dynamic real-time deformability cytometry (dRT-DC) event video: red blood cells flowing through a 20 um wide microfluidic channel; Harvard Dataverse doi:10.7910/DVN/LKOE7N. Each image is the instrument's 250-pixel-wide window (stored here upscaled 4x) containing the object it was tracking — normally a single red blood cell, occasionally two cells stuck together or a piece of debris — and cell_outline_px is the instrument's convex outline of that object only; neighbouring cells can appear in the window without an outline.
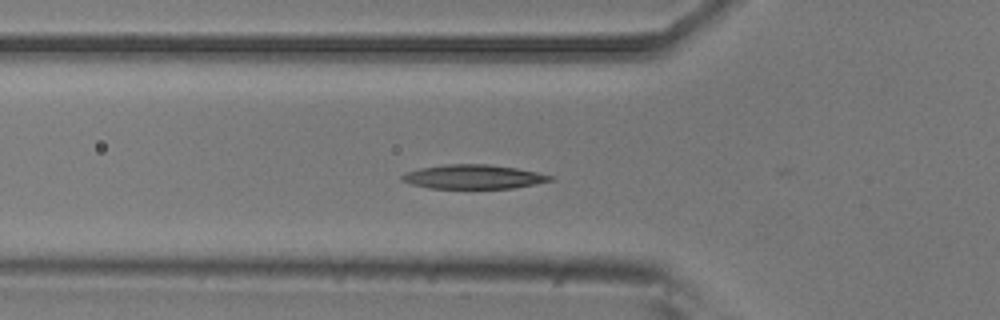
{"species": "common noctule bat (a hibernating species)", "species_latin": "Nyctalus noctula", "temperature_condition": "room temperature", "stored_images_in_passage": 32, "camera_frame_rate_fps": 3000, "um_per_image_px": 0.085, "animal": {"sex": "male", "body_mass_g": 20.5, "forearm_length_mm": 52.5}, "frame": {"image": 1, "passage_image": 2, "time_ms": 0.333, "image_size_px": [1000, 320], "cell_outline_px": [[552, 180], [512, 188], [428, 188], [412, 184], [400, 180], [400, 176], [404, 172], [420, 168], [444, 164], [488, 164], [516, 168], [536, 172], [552, 176]], "centroid_in_image_um": [40.15, 15.02], "position_along_channel_um": 85.6, "area_um2": 20.69}}
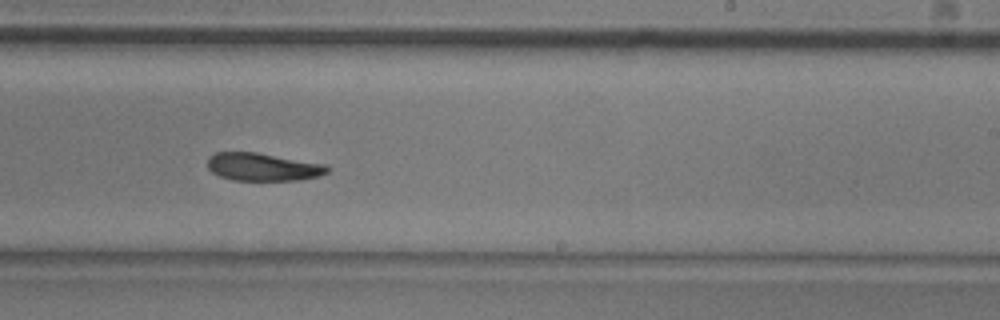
{"frame": {"image": 2, "passage_image": 16, "time_ms": 5.0, "image_size_px": [1000, 320], "cell_outline_px": [[328, 172], [320, 176], [300, 180], [232, 180], [220, 176], [212, 172], [208, 168], [208, 156], [216, 152], [256, 152], [324, 164], [328, 168]], "centroid_in_image_um": [22.32, 14.19], "position_along_channel_um": 266.7, "area_um2": 19.36}}
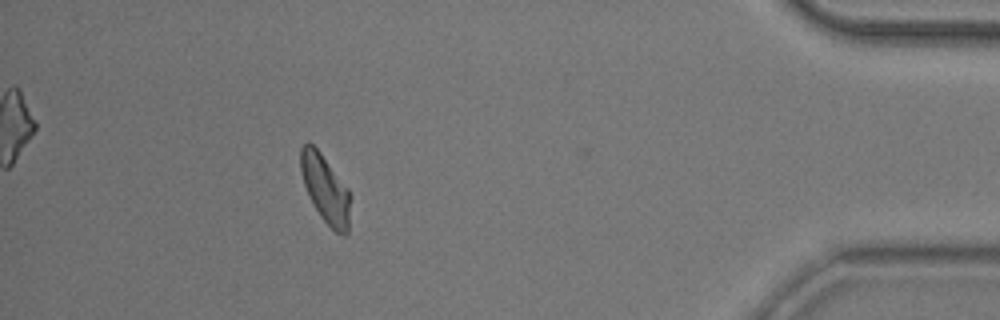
{"frame": {"image": 3, "passage_image": 31, "time_ms": 10.0, "image_size_px": [1000, 320], "cell_outline_px": [[352, 196], [348, 232], [344, 236], [336, 232], [320, 216], [312, 204], [308, 196], [300, 172], [300, 148], [308, 140], [320, 152], [348, 188]], "centroid_in_image_um": [27.67, 16.07], "position_along_channel_um": 407.5, "area_um2": 20.0}}